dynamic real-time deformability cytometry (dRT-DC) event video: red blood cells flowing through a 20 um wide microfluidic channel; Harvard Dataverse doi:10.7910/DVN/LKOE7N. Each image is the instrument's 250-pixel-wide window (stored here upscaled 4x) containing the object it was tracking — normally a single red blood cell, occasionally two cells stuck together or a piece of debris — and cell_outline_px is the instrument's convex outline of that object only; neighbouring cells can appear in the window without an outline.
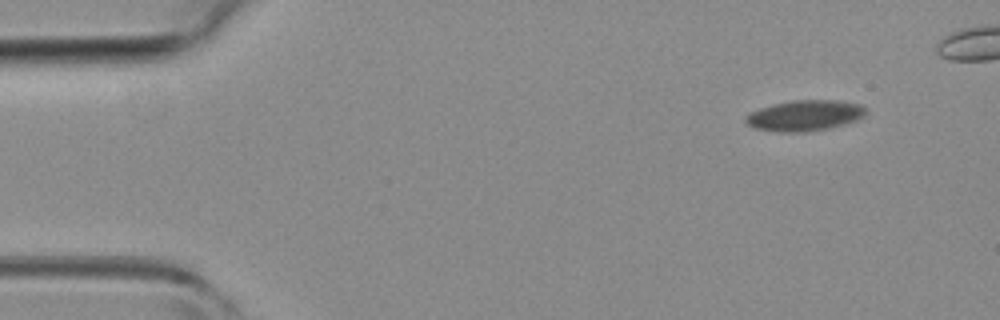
{"species": "common noctule bat (a hibernating species)", "species_latin": "Nyctalus noctula", "temperature_condition": "room temperature", "stored_images_in_passage": 3, "camera_frame_rate_fps": 3000, "um_per_image_px": 0.085, "animal": {"sex": "female", "body_mass_g": 19.3, "forearm_length_mm": 54.1}, "frame": {"image": 1, "passage_image": 1, "time_ms": 0.0, "image_size_px": [1000, 320], "cell_outline_px": [[868, 112], [864, 116], [856, 120], [844, 124], [828, 128], [808, 132], [776, 132], [756, 128], [748, 124], [744, 120], [744, 116], [748, 112], [772, 104], [792, 100], [840, 100], [860, 104], [868, 108]], "centroid_in_image_um": [68.41, 9.81], "position_along_channel_um": 16.6, "area_um2": 21.85}}